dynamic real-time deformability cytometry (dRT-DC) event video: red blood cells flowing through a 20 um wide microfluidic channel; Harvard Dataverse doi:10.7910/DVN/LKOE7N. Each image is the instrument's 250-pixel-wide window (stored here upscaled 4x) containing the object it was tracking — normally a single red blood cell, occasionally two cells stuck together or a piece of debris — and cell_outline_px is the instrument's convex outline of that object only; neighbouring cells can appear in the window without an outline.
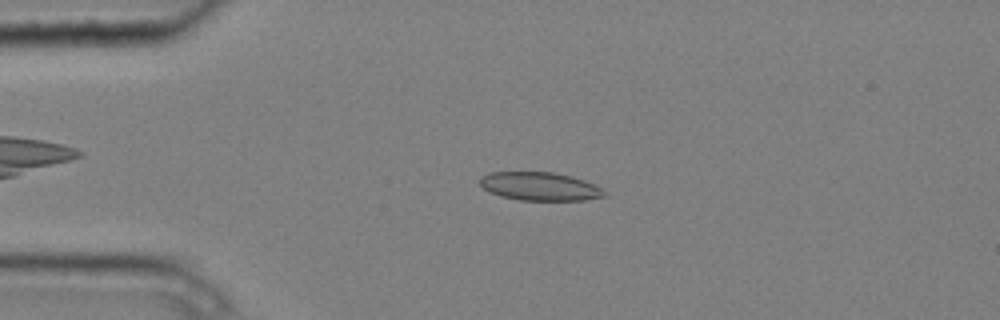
{"species": "common noctule bat (a hibernating species)", "species_latin": "Nyctalus noctula", "temperature_condition": "cold", "stored_images_in_passage": 5, "camera_frame_rate_fps": 3000, "um_per_image_px": 0.085, "animal": {"sex": "male", "body_mass_g": 20.4}, "frame": {"image": 1, "passage_image": 3, "time_ms": 0.667, "image_size_px": [1000, 320], "cell_outline_px": [[608, 196], [584, 200], [520, 200], [500, 196], [488, 192], [480, 184], [480, 176], [492, 172], [552, 172], [572, 176], [584, 180], [604, 188]], "centroid_in_image_um": [45.92, 15.84], "position_along_channel_um": 39.1, "area_um2": 20.75}}